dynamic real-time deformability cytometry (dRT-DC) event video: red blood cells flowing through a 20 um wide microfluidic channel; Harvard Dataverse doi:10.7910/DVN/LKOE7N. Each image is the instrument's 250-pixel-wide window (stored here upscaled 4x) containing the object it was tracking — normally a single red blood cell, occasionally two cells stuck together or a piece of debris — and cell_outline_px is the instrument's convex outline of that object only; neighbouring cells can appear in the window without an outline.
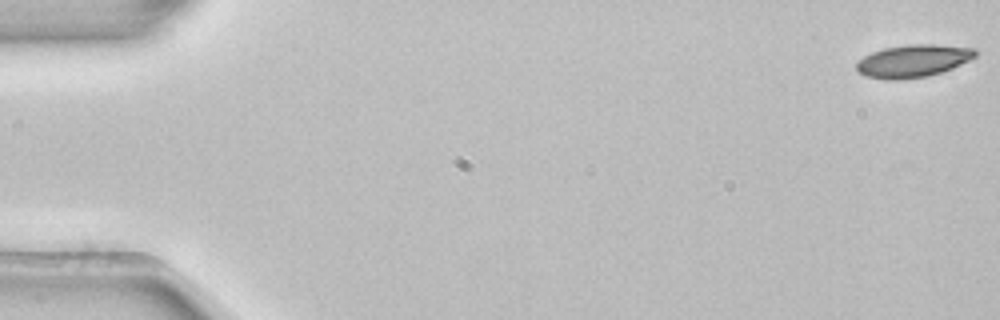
{"species": "common noctule bat (a hibernating species)", "species_latin": "Nyctalus noctula", "temperature_condition": "room temperature", "stored_images_in_passage": 54, "camera_frame_rate_fps": 3000, "um_per_image_px": 0.085, "animal": {"sex": "female", "body_mass_g": 22.7, "forearm_length_mm": 54.2}, "frame": {"image": 1, "passage_image": 1, "time_ms": 0.0, "image_size_px": [1000, 320], "cell_outline_px": [[976, 56], [952, 68], [928, 76], [900, 80], [884, 80], [864, 76], [856, 68], [856, 64], [864, 56], [872, 52], [884, 48], [908, 44], [936, 44], [976, 48]], "centroid_in_image_um": [77.6, 5.18], "position_along_channel_um": 7.4, "area_um2": 22.6}}
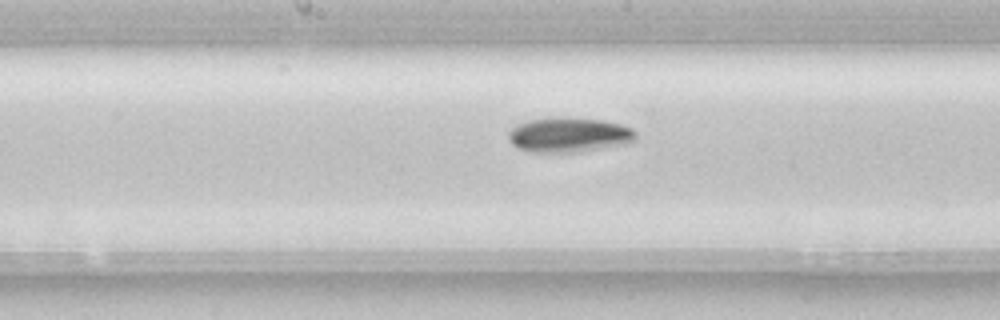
{"frame": {"image": 2, "passage_image": 28, "time_ms": 9.0, "image_size_px": [1000, 320], "cell_outline_px": [[636, 140], [624, 144], [580, 152], [532, 152], [516, 148], [512, 144], [508, 136], [508, 132], [512, 128], [520, 124], [532, 120], [600, 120], [620, 124], [632, 128], [636, 132]], "centroid_in_image_um": [48.39, 11.52], "position_along_channel_um": 199.8, "area_um2": 24.8}}
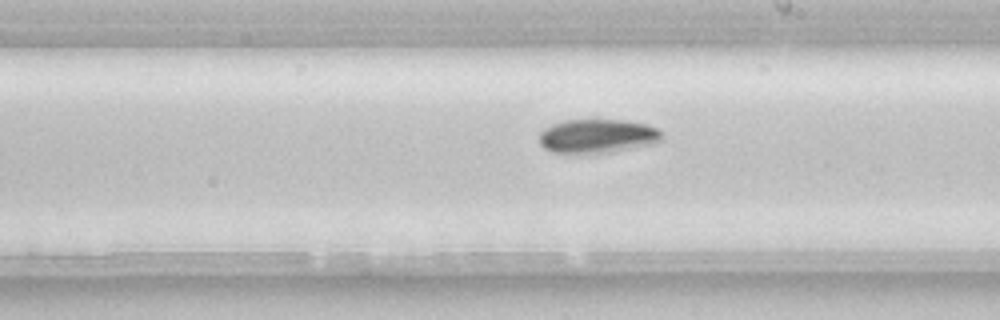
{"frame": {"image": 3, "passage_image": 31, "time_ms": 10.0, "image_size_px": [1000, 320], "cell_outline_px": [[664, 140], [652, 144], [592, 156], [580, 156], [552, 152], [544, 148], [540, 144], [540, 132], [544, 128], [552, 124], [564, 120], [624, 120], [644, 124], [656, 128], [664, 136]], "centroid_in_image_um": [50.74, 11.62], "position_along_channel_um": 238.3, "area_um2": 25.09}, "authors_computed_cell_mechanics": {"area_um2": 22.9177, "velocity_mm_per_s": 3.8555, "shape_relaxation_time_tau1_ms": 4.8589, "shape_relaxation_time_tau2_ms": null, "deformation_change_tau1": 0.1081, "deformation_change_tau2": null}}